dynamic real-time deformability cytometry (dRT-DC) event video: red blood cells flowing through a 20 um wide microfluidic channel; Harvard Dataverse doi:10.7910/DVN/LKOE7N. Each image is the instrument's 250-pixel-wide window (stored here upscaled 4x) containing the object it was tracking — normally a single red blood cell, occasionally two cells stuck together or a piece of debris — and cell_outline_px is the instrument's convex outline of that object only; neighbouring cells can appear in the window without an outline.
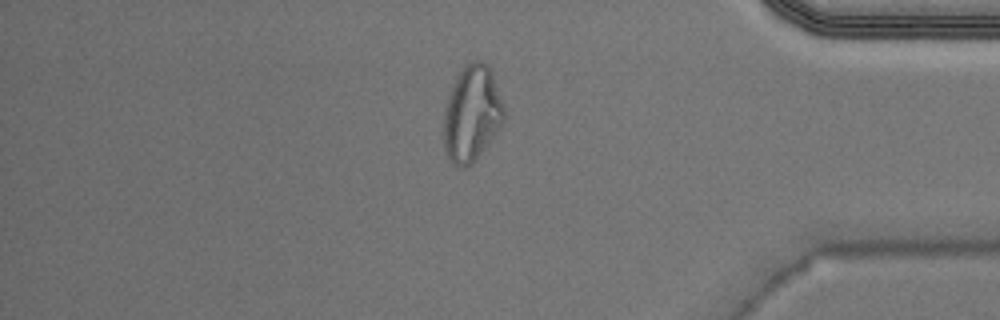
{"species": "Egyptian fruit bat (a non-hibernating species)", "species_latin": "Rousettus aegyptiacus", "temperature_condition": "warm", "stored_images_in_passage": 50, "camera_frame_rate_fps": 3000, "um_per_image_px": 0.085, "animal": {"sex": "male"}, "frame": {"image": 1, "passage_image": 43, "time_ms": 14.0, "image_size_px": [1000, 320], "cell_outline_px": [[504, 124], [488, 144], [464, 168], [456, 164], [448, 156], [444, 148], [444, 108], [448, 96], [456, 76], [464, 64], [472, 60], [484, 60], [492, 68], [504, 104]], "centroid_in_image_um": [40.14, 9.55], "position_along_channel_um": 395.1, "area_um2": 33.87}, "authors_computed_cell_mechanics": {"area_um2": 23.1778, "velocity_mm_per_s": 3.9804, "shape_relaxation_time_tau1_ms": null, "shape_relaxation_time_tau2_ms": 0.977, "deformation_change_tau1": null, "deformation_change_tau2": 0.0796}}